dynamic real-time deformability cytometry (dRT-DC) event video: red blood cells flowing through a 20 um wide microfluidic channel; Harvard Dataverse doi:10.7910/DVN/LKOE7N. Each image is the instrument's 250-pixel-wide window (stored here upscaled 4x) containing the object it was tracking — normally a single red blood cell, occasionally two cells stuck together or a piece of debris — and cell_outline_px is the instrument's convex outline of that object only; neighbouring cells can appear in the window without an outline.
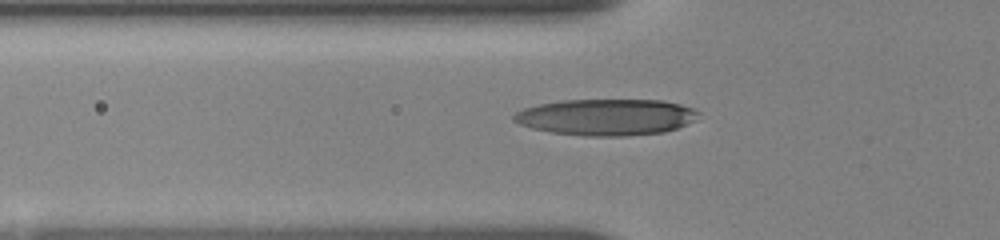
{"species": "human", "species_latin": "Homo sapiens", "temperature_condition": "room temperature", "stored_images_in_passage": 39, "camera_frame_rate_fps": 3000, "um_per_image_px": 0.085, "donor": {"sex": "female"}, "frame": {"image": 1, "passage_image": 5, "time_ms": 1.333, "image_size_px": [1000, 240], "cell_outline_px": [[700, 112], [696, 120], [676, 128], [664, 132], [624, 136], [584, 136], [552, 132], [532, 128], [520, 124], [512, 120], [512, 116], [516, 112], [524, 108], [540, 104], [560, 100], [660, 100], [680, 104], [692, 108]], "centroid_in_image_um": [51.53, 9.95], "position_along_channel_um": 74.3, "area_um2": 39.13}}
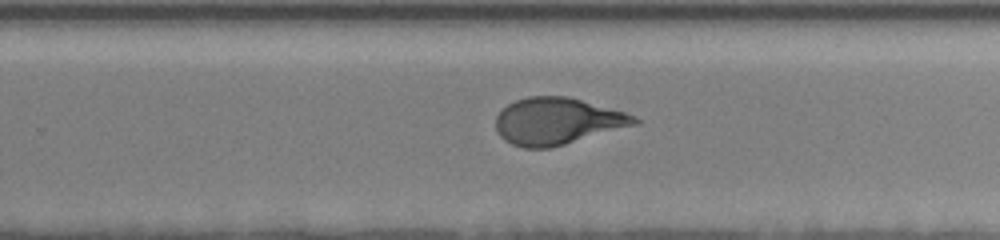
{"frame": {"image": 2, "passage_image": 22, "time_ms": 7.0, "image_size_px": [1000, 240], "cell_outline_px": [[640, 124], [552, 148], [524, 148], [512, 144], [504, 140], [496, 132], [496, 116], [508, 104], [516, 100], [528, 96], [568, 96], [624, 112], [636, 116], [640, 120]], "centroid_in_image_um": [47.38, 10.31], "position_along_channel_um": 282.4, "area_um2": 38.09}}
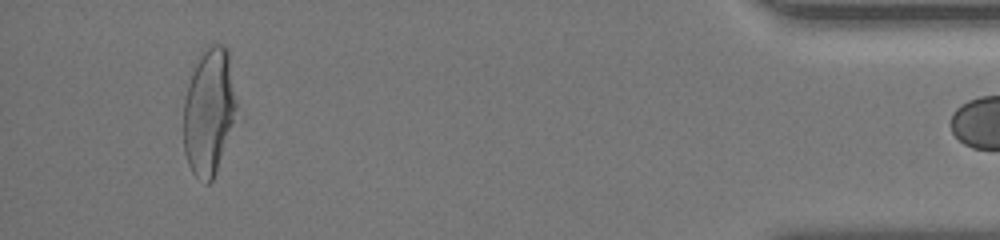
{"frame": {"image": 3, "passage_image": 38, "time_ms": 12.333, "image_size_px": [1000, 240], "cell_outline_px": [[236, 104], [232, 120], [212, 180], [208, 184], [204, 184], [192, 172], [188, 164], [184, 152], [184, 100], [188, 84], [192, 72], [204, 52], [212, 44], [220, 44], [228, 48], [236, 100]], "centroid_in_image_um": [17.72, 9.47], "position_along_channel_um": 417.5, "area_um2": 37.8}}